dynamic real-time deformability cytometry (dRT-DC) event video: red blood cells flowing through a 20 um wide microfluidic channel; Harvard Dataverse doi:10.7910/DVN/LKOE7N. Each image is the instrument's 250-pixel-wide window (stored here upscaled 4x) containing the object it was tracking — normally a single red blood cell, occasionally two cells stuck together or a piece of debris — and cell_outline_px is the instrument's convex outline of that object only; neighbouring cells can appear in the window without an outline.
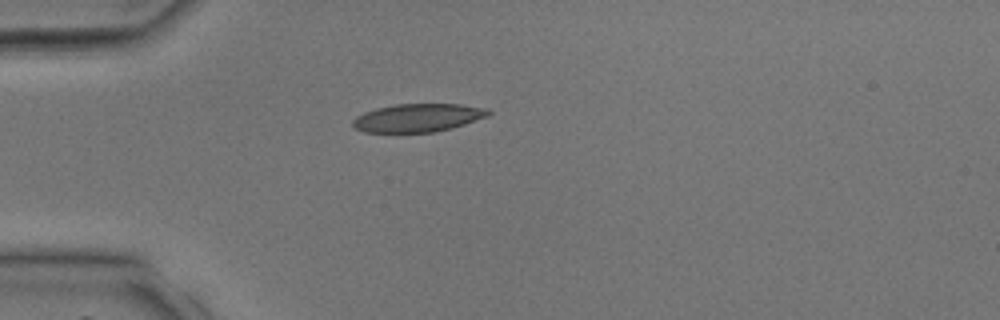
{"species": "common noctule bat (a hibernating species)", "species_latin": "Nyctalus noctula", "temperature_condition": "room temperature", "stored_images_in_passage": 29, "camera_frame_rate_fps": 3000, "um_per_image_px": 0.085, "animal": {"sex": "male", "body_mass_g": 17.9, "forearm_length_mm": 54.2}, "frame": {"image": 1, "passage_image": 1, "time_ms": 0.0, "image_size_px": [1000, 320], "cell_outline_px": [[492, 112], [488, 116], [452, 128], [436, 132], [364, 132], [356, 128], [352, 124], [352, 120], [356, 116], [364, 112], [376, 108], [396, 104], [460, 104], [488, 108]], "centroid_in_image_um": [35.53, 10.01], "position_along_channel_um": 49.5, "area_um2": 22.31}}
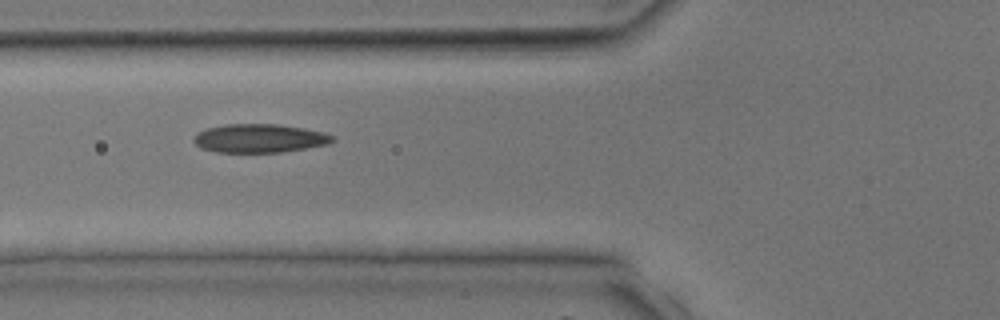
{"frame": {"image": 2, "passage_image": 5, "time_ms": 1.333, "image_size_px": [1000, 320], "cell_outline_px": [[336, 140], [328, 144], [280, 152], [216, 152], [200, 148], [192, 140], [196, 132], [204, 128], [228, 124], [276, 124], [304, 128], [324, 132], [336, 136]], "centroid_in_image_um": [22.04, 11.75], "position_along_channel_um": 103.8, "area_um2": 23.29}}